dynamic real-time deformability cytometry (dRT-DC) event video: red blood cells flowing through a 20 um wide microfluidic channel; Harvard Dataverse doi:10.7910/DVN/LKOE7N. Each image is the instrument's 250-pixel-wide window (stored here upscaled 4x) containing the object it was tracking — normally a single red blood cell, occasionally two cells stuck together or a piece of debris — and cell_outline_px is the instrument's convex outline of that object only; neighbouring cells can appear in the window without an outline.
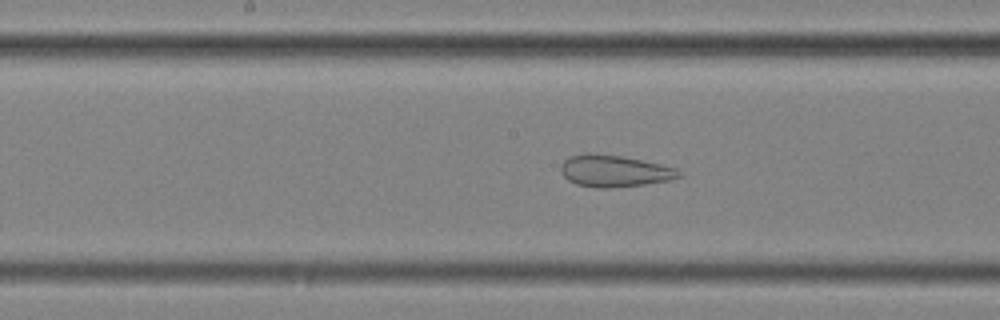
{"species": "common noctule bat (a hibernating species)", "species_latin": "Nyctalus noctula", "temperature_condition": "cold", "stored_images_in_passage": 49, "camera_frame_rate_fps": 3000, "um_per_image_px": 0.085, "animal": {"sex": "female", "body_mass_g": 25.1}, "frame": {"image": 1, "passage_image": 28, "time_ms": 9.0, "image_size_px": [1000, 320], "cell_outline_px": [[680, 176], [668, 180], [644, 184], [608, 188], [600, 188], [576, 184], [568, 180], [560, 172], [560, 168], [564, 160], [568, 156], [584, 152], [588, 152], [620, 156], [660, 164], [676, 168], [680, 172]], "centroid_in_image_um": [52.15, 14.52], "position_along_channel_um": 196.1, "area_um2": 21.73}}